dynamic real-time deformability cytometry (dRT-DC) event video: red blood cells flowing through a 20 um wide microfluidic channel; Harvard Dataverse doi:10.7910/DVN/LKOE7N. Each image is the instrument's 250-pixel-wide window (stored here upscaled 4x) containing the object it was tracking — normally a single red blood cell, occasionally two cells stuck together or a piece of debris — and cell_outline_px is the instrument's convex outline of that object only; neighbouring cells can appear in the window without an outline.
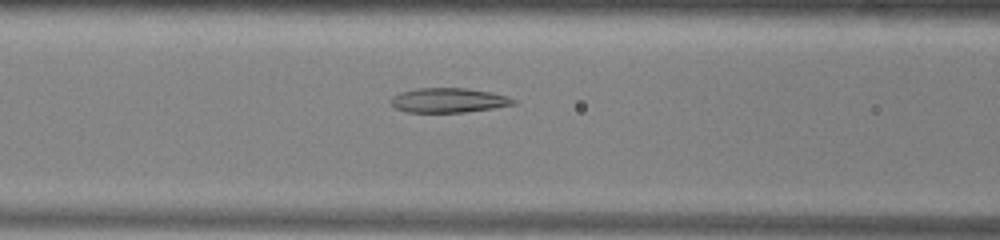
{"species": "common noctule bat (a hibernating species)", "species_latin": "Nyctalus noctula", "temperature_condition": "warm", "stored_images_in_passage": 48, "camera_frame_rate_fps": 3000, "um_per_image_px": 0.085, "animal": {"sex": "male", "body_mass_g": 13.0, "forearm_length_mm": 53.1}, "frame": {"image": 1, "passage_image": 20, "time_ms": 6.333, "image_size_px": [1000, 240], "cell_outline_px": [[516, 104], [492, 108], [464, 112], [404, 112], [396, 108], [392, 104], [392, 96], [400, 92], [416, 88], [464, 88], [492, 92], [508, 96], [516, 100]], "centroid_in_image_um": [38.13, 8.52], "position_along_channel_um": 128.5, "area_um2": 17.51}}
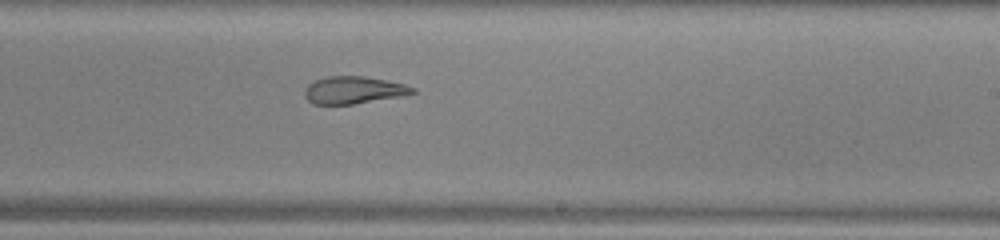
{"frame": {"image": 2, "passage_image": 30, "time_ms": 9.667, "image_size_px": [1000, 240], "cell_outline_px": [[416, 92], [400, 96], [352, 104], [312, 104], [304, 96], [304, 92], [308, 84], [316, 80], [328, 76], [364, 76], [388, 80], [404, 84], [416, 88]], "centroid_in_image_um": [30.05, 7.65], "position_along_channel_um": 259.0, "area_um2": 17.11}}
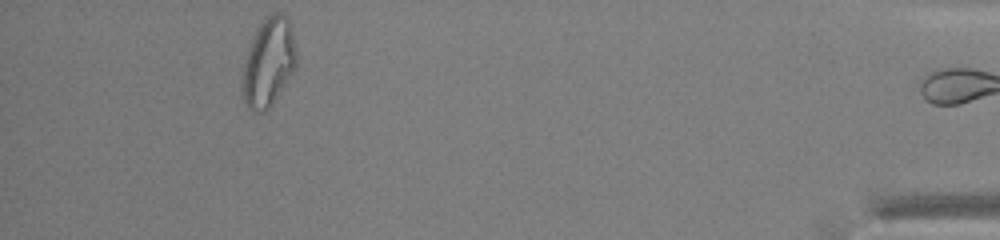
{"frame": {"image": 3, "passage_image": 47, "time_ms": 15.333, "image_size_px": [1000, 240], "cell_outline_px": [[296, 68], [268, 108], [264, 112], [252, 112], [248, 108], [244, 100], [240, 80], [244, 60], [252, 36], [256, 28], [264, 16], [272, 12], [280, 12], [288, 16], [292, 32], [296, 52]], "centroid_in_image_um": [22.79, 5.25], "position_along_channel_um": 412.4, "area_um2": 28.26}, "authors_computed_cell_mechanics": {"area_um2": 21.675, "velocity_mm_per_s": 3.9278, "shape_relaxation_time_tau1_ms": null, "shape_relaxation_time_tau2_ms": 4.5866, "deformation_change_tau1": null, "deformation_change_tau2": 0.1042}}